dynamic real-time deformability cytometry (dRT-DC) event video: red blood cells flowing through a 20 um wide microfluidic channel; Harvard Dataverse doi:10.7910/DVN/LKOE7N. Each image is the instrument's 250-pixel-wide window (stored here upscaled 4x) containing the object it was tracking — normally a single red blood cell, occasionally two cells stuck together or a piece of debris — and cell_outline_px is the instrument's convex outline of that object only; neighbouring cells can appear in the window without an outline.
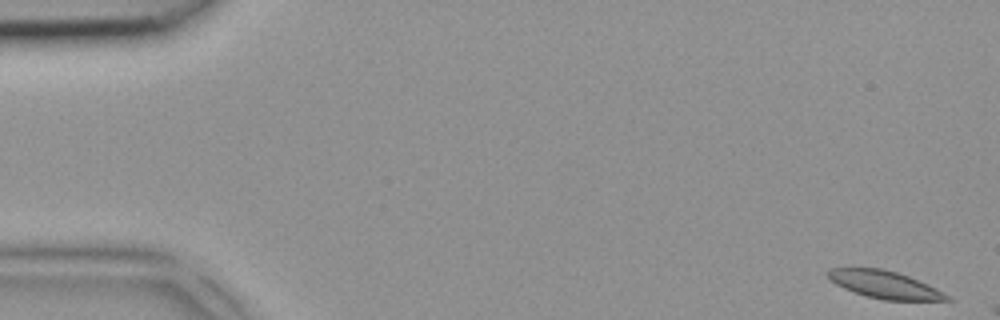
{"species": "common noctule bat (a hibernating species)", "species_latin": "Nyctalus noctula", "temperature_condition": "room temperature", "stored_images_in_passage": 3, "camera_frame_rate_fps": 3000, "um_per_image_px": 0.085, "animal": {"sex": "female", "body_mass_g": 18.4}, "frame": {"image": 1, "passage_image": 1, "time_ms": 0.0, "image_size_px": [1000, 320], "cell_outline_px": [[952, 300], [884, 300], [868, 296], [844, 288], [836, 284], [828, 276], [828, 268], [880, 268], [896, 272], [908, 276], [928, 284], [944, 292]], "centroid_in_image_um": [75.21, 24.19], "position_along_channel_um": 9.8, "area_um2": 18.67}}